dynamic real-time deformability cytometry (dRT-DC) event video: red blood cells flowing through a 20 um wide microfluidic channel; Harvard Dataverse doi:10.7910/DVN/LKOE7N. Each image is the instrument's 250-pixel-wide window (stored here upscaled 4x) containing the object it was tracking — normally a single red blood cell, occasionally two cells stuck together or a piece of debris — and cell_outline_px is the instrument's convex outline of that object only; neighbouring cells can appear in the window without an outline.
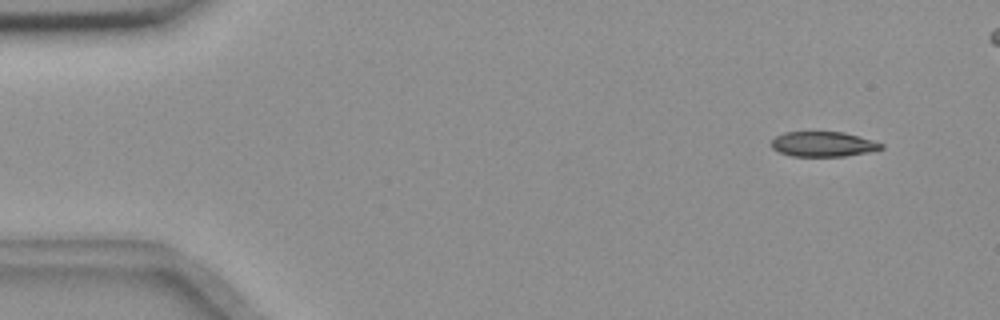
{"species": "common noctule bat (a hibernating species)", "species_latin": "Nyctalus noctula", "temperature_condition": "room temperature", "stored_images_in_passage": 52, "camera_frame_rate_fps": 3000, "um_per_image_px": 0.085, "animal": {"sex": "female", "body_mass_g": 18.4}, "frame": {"image": 1, "passage_image": 4, "time_ms": 1.0, "image_size_px": [1000, 320], "cell_outline_px": [[884, 148], [868, 152], [844, 156], [792, 156], [780, 152], [772, 148], [772, 140], [776, 136], [784, 132], [844, 132], [872, 140], [884, 144]], "centroid_in_image_um": [69.97, 12.25], "position_along_channel_um": 15.0, "area_um2": 15.9}}
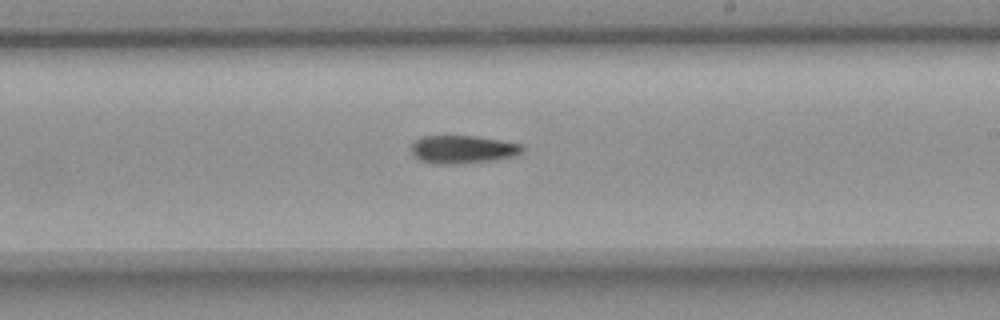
{"frame": {"image": 2, "passage_image": 32, "time_ms": 10.333, "image_size_px": [1000, 320], "cell_outline_px": [[524, 152], [516, 156], [496, 160], [452, 164], [432, 164], [420, 160], [412, 156], [412, 140], [420, 136], [476, 136], [524, 144]], "centroid_in_image_um": [39.34, 12.7], "position_along_channel_um": 249.7, "area_um2": 18.55}}
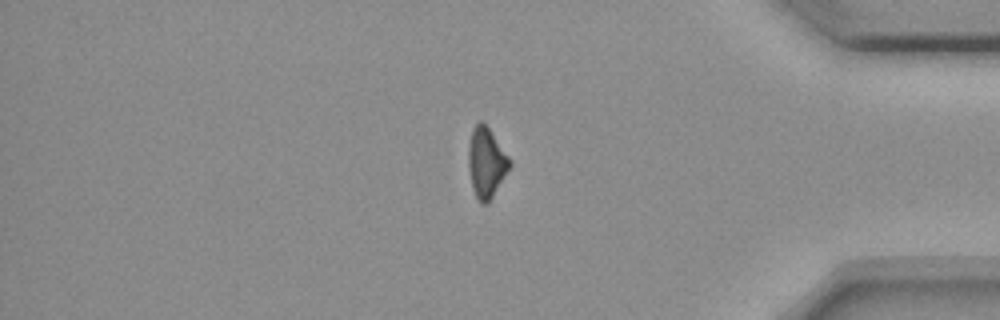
{"frame": {"image": 3, "passage_image": 46, "time_ms": 15.0, "image_size_px": [1000, 320], "cell_outline_px": [[512, 164], [488, 204], [480, 204], [472, 188], [468, 168], [468, 148], [472, 128], [480, 120], [488, 128], [512, 160]], "centroid_in_image_um": [41.33, 13.84], "position_along_channel_um": 393.9, "area_um2": 16.88}, "authors_computed_cell_mechanics": {"area_um2": 17.6868, "velocity_mm_per_s": 3.6706, "shape_relaxation_time_tau1_ms": 7.4708, "shape_relaxation_time_tau2_ms": null, "deformation_change_tau1": 0.1773, "deformation_change_tau2": null}}